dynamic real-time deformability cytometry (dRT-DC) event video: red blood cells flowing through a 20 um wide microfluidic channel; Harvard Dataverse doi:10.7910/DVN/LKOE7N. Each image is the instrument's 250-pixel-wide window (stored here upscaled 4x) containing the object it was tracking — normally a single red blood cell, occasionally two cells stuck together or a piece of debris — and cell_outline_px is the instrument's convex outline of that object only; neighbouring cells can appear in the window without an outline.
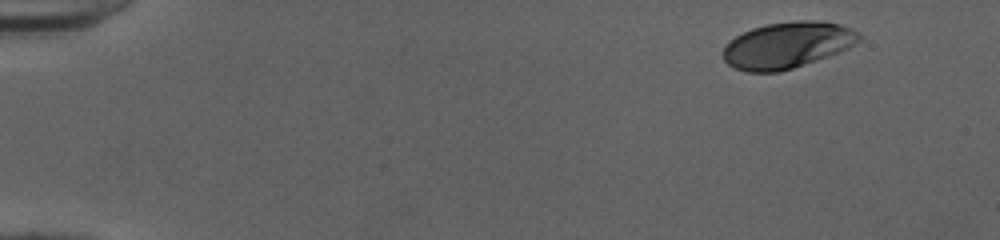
{"species": "human", "species_latin": "Homo sapiens", "temperature_condition": "cold", "stored_images_in_passage": 48, "camera_frame_rate_fps": 3000, "um_per_image_px": 0.085, "donor": {"sex": "female"}, "frame": {"image": 1, "passage_image": 1, "time_ms": 0.0, "image_size_px": [1000, 240], "cell_outline_px": [[860, 40], [856, 44], [848, 48], [816, 60], [780, 72], [748, 72], [736, 68], [728, 64], [724, 60], [724, 44], [736, 36], [752, 28], [768, 24], [796, 20], [812, 20], [840, 24], [856, 32], [860, 36]], "centroid_in_image_um": [66.89, 3.83], "position_along_channel_um": 18.1, "area_um2": 36.24}}
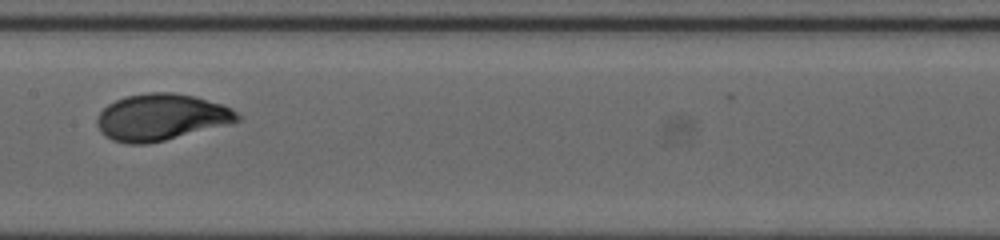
{"frame": {"image": 2, "passage_image": 24, "time_ms": 7.667, "image_size_px": [1000, 240], "cell_outline_px": [[240, 120], [228, 124], [148, 144], [128, 144], [112, 140], [104, 136], [100, 132], [96, 124], [96, 120], [100, 112], [108, 104], [124, 96], [148, 92], [172, 92], [196, 96], [232, 108], [240, 116]], "centroid_in_image_um": [13.66, 9.96], "position_along_channel_um": 193.7, "area_um2": 38.09}}
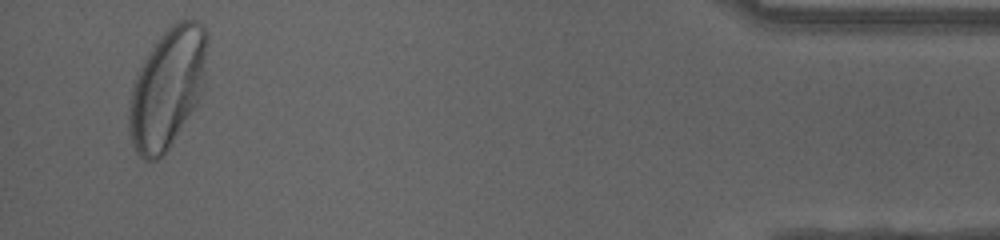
{"frame": {"image": 3, "passage_image": 46, "time_ms": 15.0, "image_size_px": [1000, 240], "cell_outline_px": [[208, 44], [204, 80], [200, 96], [196, 104], [168, 148], [156, 160], [144, 160], [136, 152], [132, 144], [128, 128], [128, 108], [132, 84], [144, 60], [160, 36], [176, 20], [196, 20], [208, 32]], "centroid_in_image_um": [14.22, 7.46], "position_along_channel_um": 421.0, "area_um2": 54.22}, "authors_computed_cell_mechanics": {"area_um2": 37.1365, "velocity_mm_per_s": 3.9917, "shape_relaxation_time_tau1_ms": 2.3441, "shape_relaxation_time_tau2_ms": null, "deformation_change_tau1": 0.1598, "deformation_change_tau2": null}}